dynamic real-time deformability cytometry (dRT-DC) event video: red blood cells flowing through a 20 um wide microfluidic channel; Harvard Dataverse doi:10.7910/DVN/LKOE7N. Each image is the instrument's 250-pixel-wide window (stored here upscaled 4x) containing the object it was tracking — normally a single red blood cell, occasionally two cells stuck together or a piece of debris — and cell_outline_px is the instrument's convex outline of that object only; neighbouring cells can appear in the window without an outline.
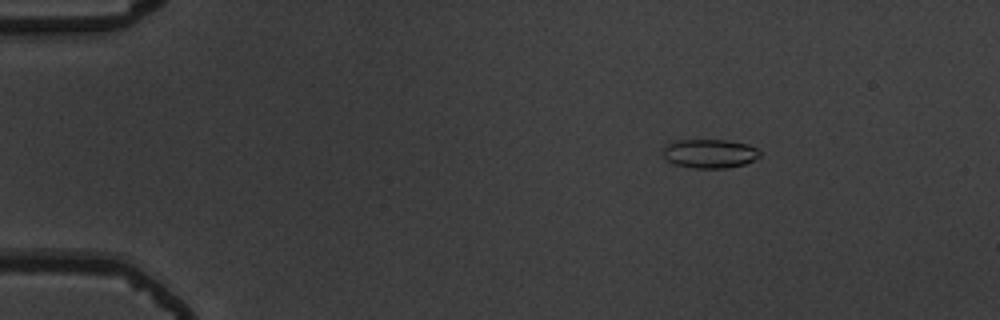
{"species": "common noctule bat (a hibernating species)", "species_latin": "Nyctalus noctula", "temperature_condition": "warm", "stored_images_in_passage": 46, "camera_frame_rate_fps": 3000, "um_per_image_px": 0.085, "animal": {"sex": "male", "body_mass_g": 19.5, "forearm_length_mm": 54.6}, "frame": {"image": 1, "passage_image": 1, "time_ms": 0.0, "image_size_px": [1000, 320], "cell_outline_px": [[760, 156], [744, 164], [728, 168], [692, 168], [676, 164], [668, 160], [664, 156], [664, 148], [668, 144], [676, 140], [724, 140], [748, 144], [756, 148], [760, 152]], "centroid_in_image_um": [60.34, 13.05], "position_along_channel_um": 24.7, "area_um2": 16.13}}
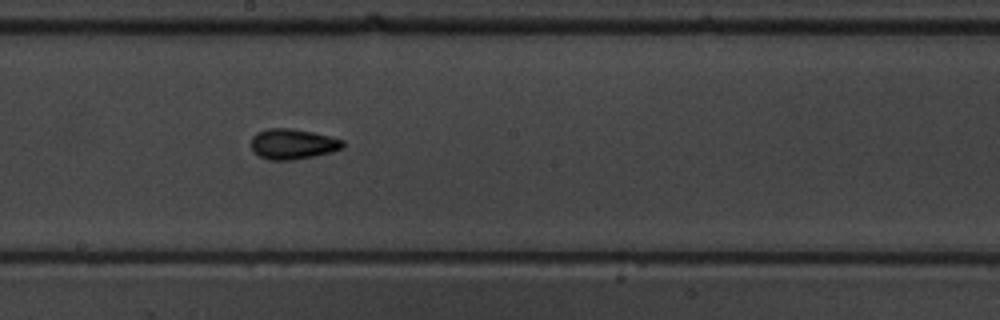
{"frame": {"image": 2, "passage_image": 23, "time_ms": 7.333, "image_size_px": [1000, 320], "cell_outline_px": [[344, 148], [332, 152], [292, 160], [268, 160], [252, 152], [252, 136], [256, 132], [268, 128], [292, 128], [312, 132], [344, 140]], "centroid_in_image_um": [24.87, 12.24], "position_along_channel_um": 223.3, "area_um2": 16.3}}
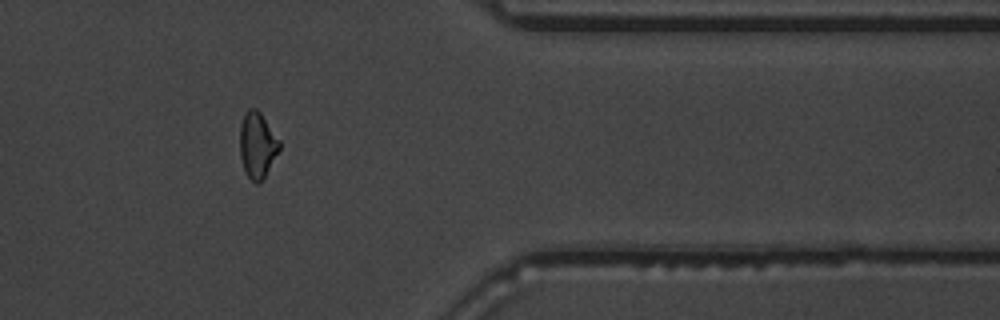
{"frame": {"image": 3, "passage_image": 37, "time_ms": 12.0, "image_size_px": [1000, 320], "cell_outline_px": [[280, 148], [260, 184], [256, 184], [248, 176], [244, 168], [240, 156], [240, 124], [244, 112], [248, 108], [256, 108], [260, 112], [280, 140]], "centroid_in_image_um": [21.86, 12.3], "position_along_channel_um": 389.5, "area_um2": 15.14}, "authors_computed_cell_mechanics": {"area_um2": 15.1436, "velocity_mm_per_s": 3.8744, "shape_relaxation_time_tau1_ms": 7.1971, "shape_relaxation_time_tau2_ms": 2.8656, "deformation_change_tau1": 0.1833, "deformation_change_tau2": 0.1021}}